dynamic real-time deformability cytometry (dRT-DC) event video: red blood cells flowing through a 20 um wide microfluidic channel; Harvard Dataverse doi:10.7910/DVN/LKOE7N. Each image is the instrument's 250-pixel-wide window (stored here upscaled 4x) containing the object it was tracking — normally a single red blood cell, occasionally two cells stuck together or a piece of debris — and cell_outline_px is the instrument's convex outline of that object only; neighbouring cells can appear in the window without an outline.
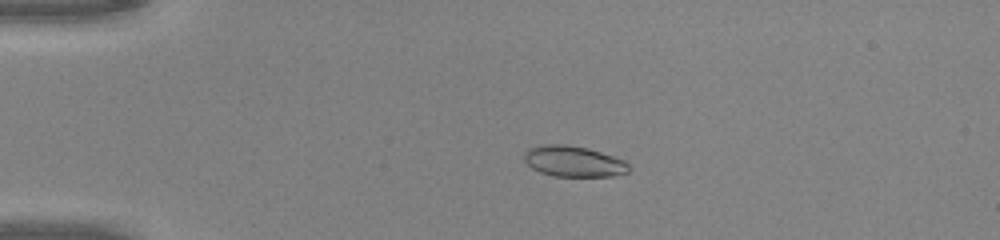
{"species": "common noctule bat (a hibernating species)", "species_latin": "Nyctalus noctula", "temperature_condition": "warm", "stored_images_in_passage": 39, "camera_frame_rate_fps": 3000, "um_per_image_px": 0.085, "animal": {"sex": "male", "body_mass_g": 20.0, "forearm_length_mm": 53.3}, "frame": {"image": 1, "passage_image": 1, "time_ms": 0.0, "image_size_px": [1000, 240], "cell_outline_px": [[632, 168], [628, 172], [616, 176], [552, 176], [540, 172], [532, 168], [524, 160], [524, 152], [528, 148], [540, 144], [564, 144], [588, 148], [624, 160]], "centroid_in_image_um": [48.75, 13.71], "position_along_channel_um": 36.3, "area_um2": 18.96}}
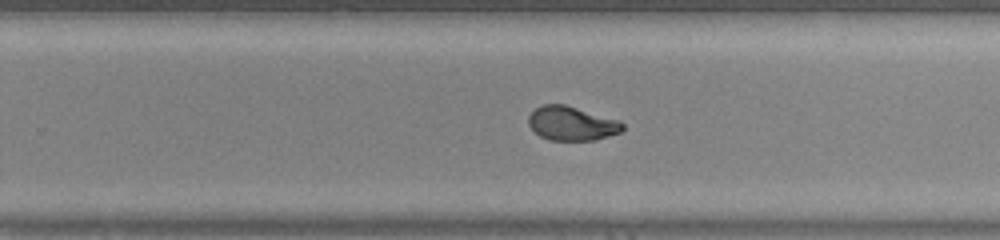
{"frame": {"image": 2, "passage_image": 22, "time_ms": 7.0, "image_size_px": [1000, 240], "cell_outline_px": [[624, 128], [620, 132], [596, 140], [548, 140], [540, 136], [528, 124], [528, 116], [536, 108], [544, 104], [564, 104], [620, 120], [624, 124]], "centroid_in_image_um": [48.6, 10.49], "position_along_channel_um": 281.2, "area_um2": 18.67}}
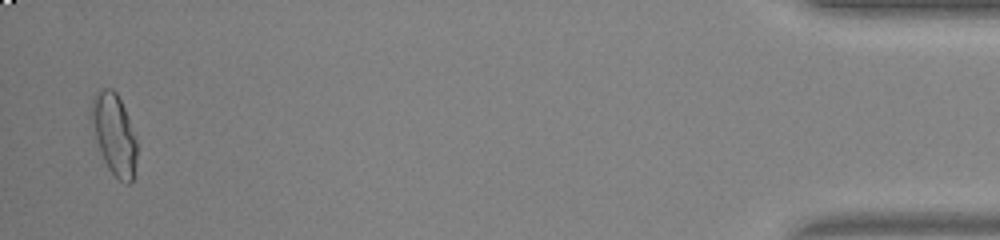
{"frame": {"image": 3, "passage_image": 38, "time_ms": 12.333, "image_size_px": [1000, 240], "cell_outline_px": [[136, 160], [132, 180], [128, 184], [120, 180], [108, 168], [104, 160], [96, 140], [88, 116], [88, 112], [92, 96], [100, 88], [112, 88], [116, 92], [124, 108], [136, 140]], "centroid_in_image_um": [9.64, 11.34], "position_along_channel_um": 425.6, "area_um2": 21.5}, "authors_computed_cell_mechanics": {"area_um2": 19.5364, "velocity_mm_per_s": 4.219, "shape_relaxation_time_tau1_ms": 8.9707, "shape_relaxation_time_tau2_ms": 0.7511, "deformation_change_tau1": 0.2936, "deformation_change_tau2": 0.047}}